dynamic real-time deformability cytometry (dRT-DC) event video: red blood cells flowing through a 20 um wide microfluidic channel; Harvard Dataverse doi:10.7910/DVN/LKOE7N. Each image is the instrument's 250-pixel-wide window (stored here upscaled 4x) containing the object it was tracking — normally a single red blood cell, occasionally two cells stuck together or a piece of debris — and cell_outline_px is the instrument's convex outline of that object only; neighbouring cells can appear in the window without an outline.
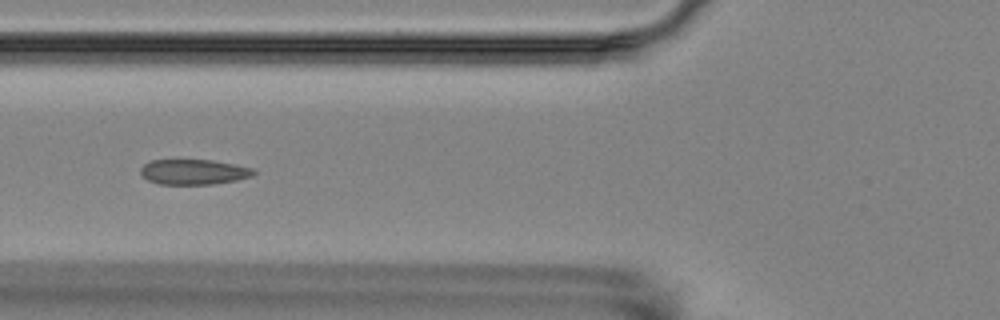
{"species": "Egyptian fruit bat (a non-hibernating species)", "species_latin": "Rousettus aegyptiacus", "temperature_condition": "room temperature", "stored_images_in_passage": 15, "camera_frame_rate_fps": 3000, "um_per_image_px": 0.085, "animal": {"sex": "female"}, "frame": {"image": 1, "passage_image": 6, "time_ms": 7.333, "image_size_px": [1000, 320], "cell_outline_px": [[256, 172], [252, 176], [236, 180], [212, 184], [160, 184], [148, 180], [140, 172], [140, 168], [144, 164], [152, 160], [212, 160], [252, 168]], "centroid_in_image_um": [16.45, 14.61], "position_along_channel_um": 109.4, "area_um2": 16.42}}
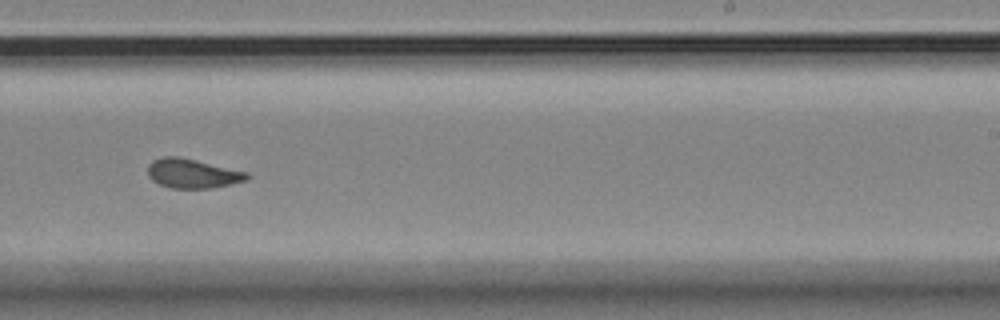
{"frame": {"image": 2, "passage_image": 10, "time_ms": 12.0, "image_size_px": [1000, 320], "cell_outline_px": [[248, 180], [212, 188], [168, 188], [152, 180], [148, 176], [148, 164], [152, 160], [164, 156], [180, 156], [248, 172]], "centroid_in_image_um": [16.34, 14.74], "position_along_channel_um": 272.7, "area_um2": 17.05}}
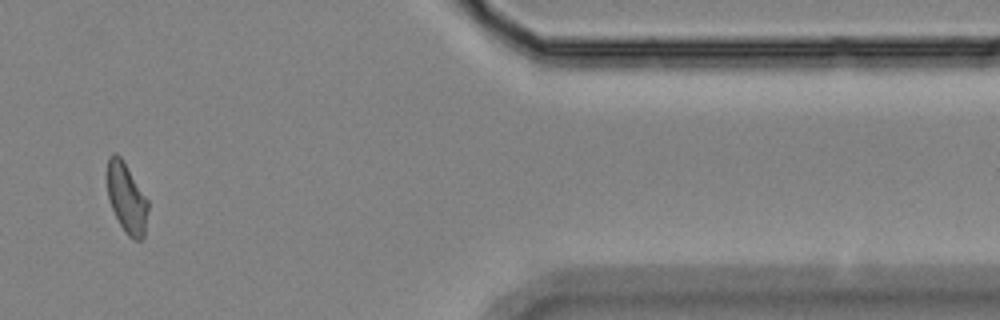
{"frame": {"image": 3, "passage_image": 14, "time_ms": 16.667, "image_size_px": [1000, 320], "cell_outline_px": [[148, 208], [144, 236], [140, 240], [132, 240], [124, 232], [108, 200], [108, 156], [112, 152], [116, 152], [120, 156], [148, 200]], "centroid_in_image_um": [10.76, 16.86], "position_along_channel_um": 400.6, "area_um2": 16.47}, "authors_computed_cell_mechanics": {"area_um2": 17.2244, "velocity_mm_per_s": 3.5075, "shape_relaxation_time_tau1_ms": null, "shape_relaxation_time_tau2_ms": 1.6447, "deformation_change_tau1": null, "deformation_change_tau2": 0.0603}}